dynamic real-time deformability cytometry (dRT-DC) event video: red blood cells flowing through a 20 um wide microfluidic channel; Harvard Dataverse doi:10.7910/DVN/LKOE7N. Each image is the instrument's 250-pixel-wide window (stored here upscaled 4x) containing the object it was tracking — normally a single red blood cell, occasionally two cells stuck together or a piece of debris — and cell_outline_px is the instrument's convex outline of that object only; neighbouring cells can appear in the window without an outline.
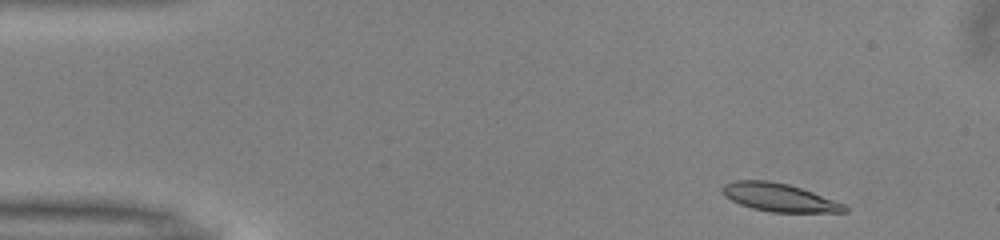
{"species": "common noctule bat (a hibernating species)", "species_latin": "Nyctalus noctula", "temperature_condition": "warm", "stored_images_in_passage": 48, "camera_frame_rate_fps": 3000, "um_per_image_px": 0.085, "animal": {"sex": "male", "body_mass_g": 13.0, "forearm_length_mm": 53.1}, "frame": {"image": 1, "passage_image": 2, "time_ms": 0.333, "image_size_px": [1000, 240], "cell_outline_px": [[848, 212], [772, 212], [752, 208], [740, 204], [724, 196], [720, 188], [724, 184], [732, 180], [768, 180], [788, 184], [812, 192], [844, 204], [848, 208]], "centroid_in_image_um": [66.18, 16.77], "position_along_channel_um": 18.8, "area_um2": 19.94}}
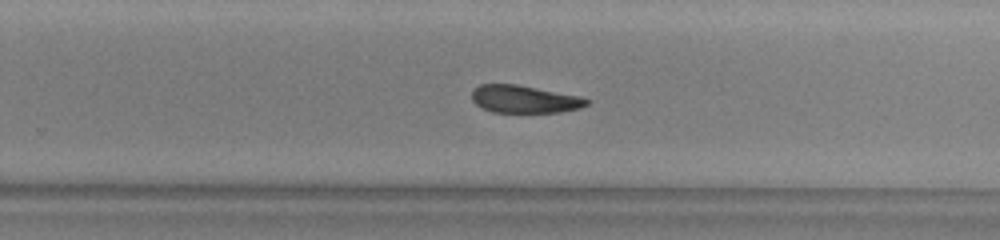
{"frame": {"image": 2, "passage_image": 29, "time_ms": 9.333, "image_size_px": [1000, 240], "cell_outline_px": [[592, 100], [588, 104], [580, 108], [560, 112], [492, 112], [476, 104], [472, 100], [472, 92], [480, 84], [516, 84], [580, 96]], "centroid_in_image_um": [44.6, 8.43], "position_along_channel_um": 285.2, "area_um2": 18.38}}
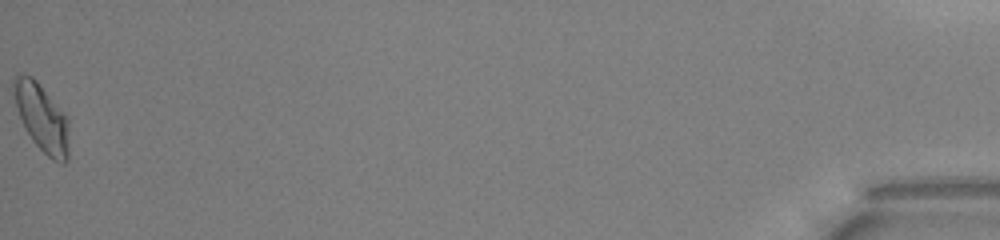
{"frame": {"image": 3, "passage_image": 48, "time_ms": 15.667, "image_size_px": [1000, 240], "cell_outline_px": [[68, 160], [64, 164], [60, 164], [52, 160], [32, 140], [24, 128], [16, 104], [12, 88], [12, 80], [16, 76], [32, 76], [36, 80], [68, 116]], "centroid_in_image_um": [3.58, 10.03], "position_along_channel_um": 431.6, "area_um2": 21.73}, "authors_computed_cell_mechanics": {"area_um2": 20.0277, "velocity_mm_per_s": 3.9945, "shape_relaxation_time_tau1_ms": 6.7577, "shape_relaxation_time_tau2_ms": null, "deformation_change_tau1": 0.1921, "deformation_change_tau2": null}}